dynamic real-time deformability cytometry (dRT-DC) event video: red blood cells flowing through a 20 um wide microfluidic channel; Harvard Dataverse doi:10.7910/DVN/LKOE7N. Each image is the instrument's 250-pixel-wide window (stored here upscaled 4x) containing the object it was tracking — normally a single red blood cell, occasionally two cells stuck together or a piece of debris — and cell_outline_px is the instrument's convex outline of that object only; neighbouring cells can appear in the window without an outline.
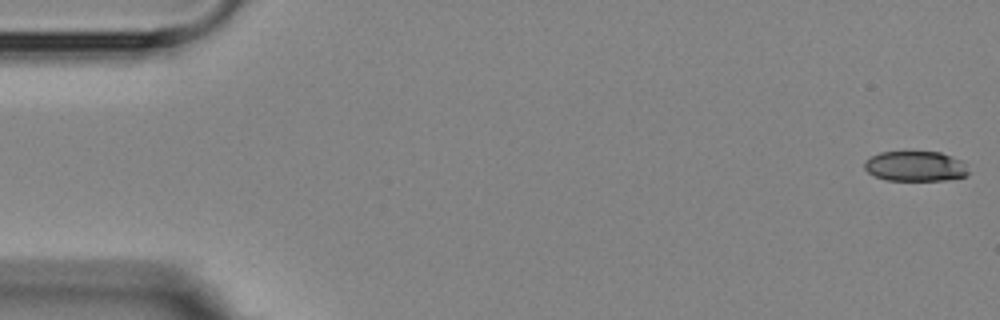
{"species": "Egyptian fruit bat (a non-hibernating species)", "species_latin": "Rousettus aegyptiacus", "temperature_condition": "room temperature", "stored_images_in_passage": 6, "camera_frame_rate_fps": 3000, "um_per_image_px": 0.085, "animal": {"sex": "female"}, "frame": {"image": 1, "passage_image": 1, "time_ms": 0.0, "image_size_px": [1000, 320], "cell_outline_px": [[968, 176], [944, 180], [888, 180], [876, 176], [868, 172], [864, 168], [864, 160], [880, 152], [940, 152], [960, 160], [964, 164], [968, 172]], "centroid_in_image_um": [77.79, 14.13], "position_along_channel_um": 7.2, "area_um2": 18.09}}
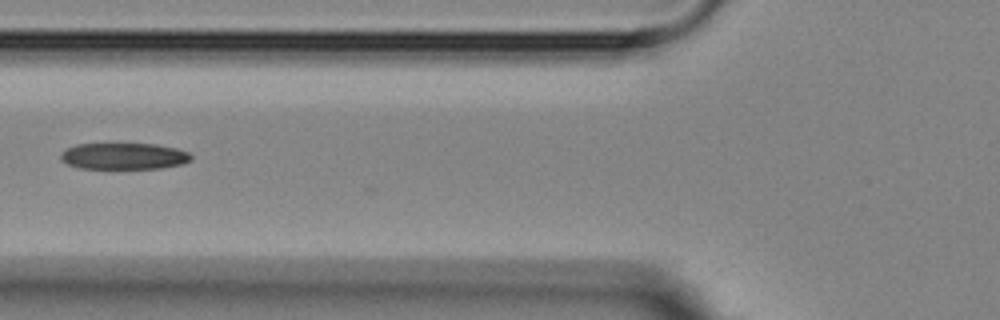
{"frame": {"image": 2, "passage_image": 6, "time_ms": 6.667, "image_size_px": [1000, 320], "cell_outline_px": [[192, 160], [184, 164], [160, 168], [80, 168], [68, 164], [60, 160], [60, 152], [64, 148], [76, 144], [156, 144], [176, 148], [188, 152], [192, 156]], "centroid_in_image_um": [10.51, 13.27], "position_along_channel_um": 115.3, "area_um2": 20.23}}